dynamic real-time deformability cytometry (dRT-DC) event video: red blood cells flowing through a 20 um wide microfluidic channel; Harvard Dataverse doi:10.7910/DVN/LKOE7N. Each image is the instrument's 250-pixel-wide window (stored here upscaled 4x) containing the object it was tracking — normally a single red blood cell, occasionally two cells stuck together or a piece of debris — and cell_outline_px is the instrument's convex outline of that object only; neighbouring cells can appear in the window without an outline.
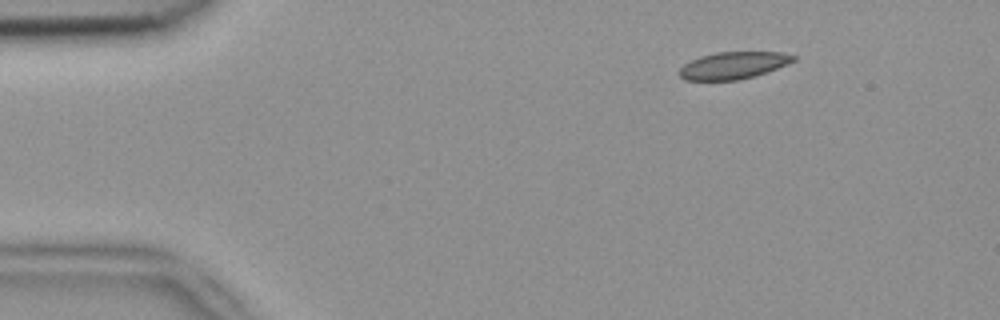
{"species": "common noctule bat (a hibernating species)", "species_latin": "Nyctalus noctula", "temperature_condition": "room temperature", "stored_images_in_passage": 4, "camera_frame_rate_fps": 3000, "um_per_image_px": 0.085, "animal": {"sex": "female", "body_mass_g": 18.4}, "frame": {"image": 1, "passage_image": 1, "time_ms": 0.0, "image_size_px": [1000, 320], "cell_outline_px": [[796, 60], [788, 64], [752, 76], [736, 80], [684, 80], [676, 72], [684, 64], [700, 56], [716, 52], [780, 52], [796, 56]], "centroid_in_image_um": [62.29, 5.55], "position_along_channel_um": 22.7, "area_um2": 17.86}}